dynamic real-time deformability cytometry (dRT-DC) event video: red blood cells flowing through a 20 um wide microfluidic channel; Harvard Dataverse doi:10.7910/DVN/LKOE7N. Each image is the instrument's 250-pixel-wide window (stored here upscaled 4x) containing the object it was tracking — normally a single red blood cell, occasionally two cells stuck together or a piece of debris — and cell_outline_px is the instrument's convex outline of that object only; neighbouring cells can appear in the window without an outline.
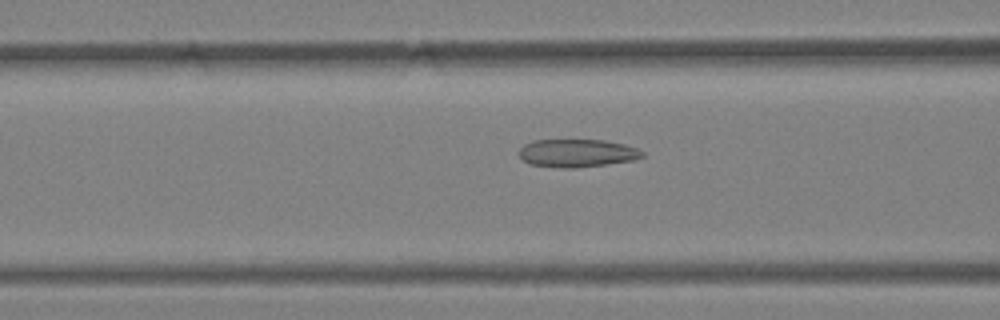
{"species": "Egyptian fruit bat (a non-hibernating species)", "species_latin": "Rousettus aegyptiacus", "temperature_condition": "warm", "stored_images_in_passage": 56, "camera_frame_rate_fps": 3000, "um_per_image_px": 0.085, "animal": {"sex": "female"}, "frame": {"image": 1, "passage_image": 23, "time_ms": 7.333, "image_size_px": [1000, 320], "cell_outline_px": [[644, 156], [636, 160], [576, 168], [560, 168], [532, 164], [524, 160], [516, 152], [524, 144], [532, 140], [604, 140], [624, 144], [636, 148], [644, 152]], "centroid_in_image_um": [49.05, 13.01], "position_along_channel_um": 117.5, "area_um2": 20.17}}
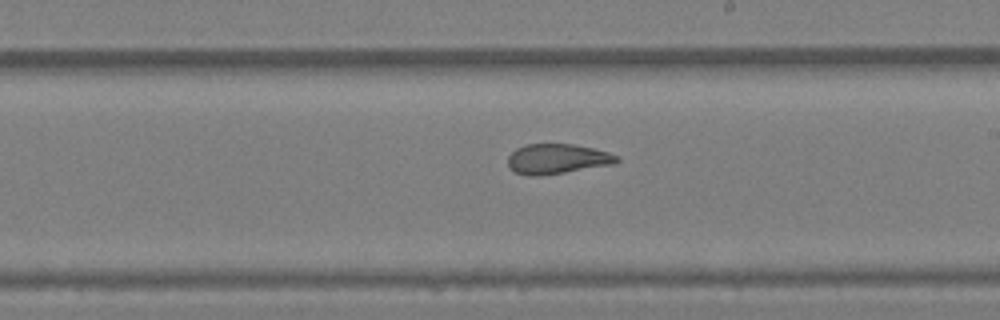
{"frame": {"image": 2, "passage_image": 33, "time_ms": 10.667, "image_size_px": [1000, 320], "cell_outline_px": [[620, 160], [616, 164], [540, 176], [528, 176], [516, 172], [508, 168], [508, 156], [516, 148], [528, 144], [572, 144], [592, 148], [608, 152], [620, 156]], "centroid_in_image_um": [47.38, 13.51], "position_along_channel_um": 241.6, "area_um2": 19.19}}
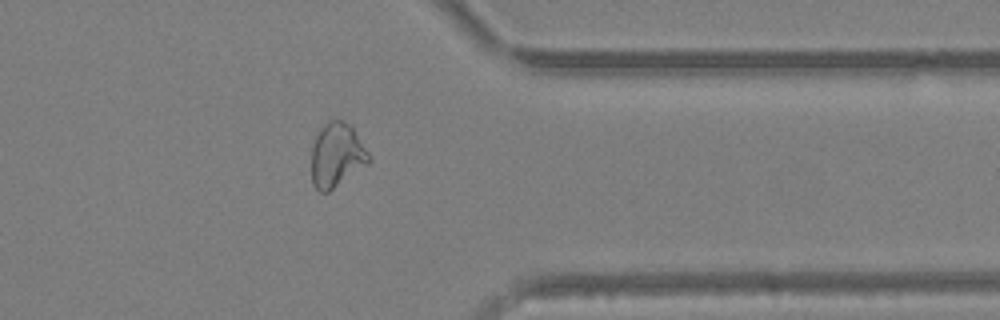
{"frame": {"image": 3, "passage_image": 45, "time_ms": 14.667, "image_size_px": [1000, 320], "cell_outline_px": [[372, 160], [368, 164], [328, 192], [320, 192], [312, 184], [312, 144], [320, 128], [328, 120], [344, 120], [352, 128], [372, 156]], "centroid_in_image_um": [28.63, 13.19], "position_along_channel_um": 382.8, "area_um2": 21.5}, "authors_computed_cell_mechanics": {"area_um2": 22.8021, "velocity_mm_per_s": 3.733, "shape_relaxation_time_tau1_ms": null, "shape_relaxation_time_tau2_ms": 1.9979, "deformation_change_tau1": null, "deformation_change_tau2": 0.0881}}